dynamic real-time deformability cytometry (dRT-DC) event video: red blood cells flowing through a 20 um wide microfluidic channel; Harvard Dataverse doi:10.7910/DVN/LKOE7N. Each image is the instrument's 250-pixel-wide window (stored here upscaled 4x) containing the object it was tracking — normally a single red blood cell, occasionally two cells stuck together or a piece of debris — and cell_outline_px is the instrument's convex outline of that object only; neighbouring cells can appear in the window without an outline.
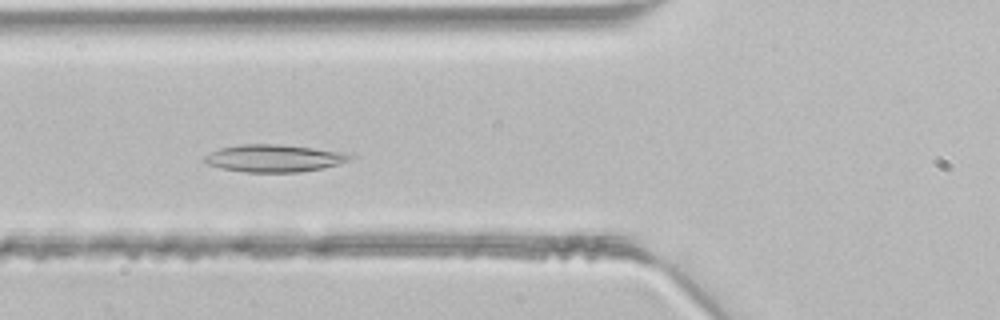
{"species": "common noctule bat (a hibernating species)", "species_latin": "Nyctalus noctula", "temperature_condition": "room temperature", "stored_images_in_passage": 33, "segment_of_instrument_passage": [1, 2], "camera_frame_rate_fps": 3000, "um_per_image_px": 0.085, "animal": {"sex": "male", "body_mass_g": 21.5, "forearm_length_mm": 52.0}, "frame": {"image": 1, "passage_image": 4, "time_ms": 1.0, "image_size_px": [1000, 320], "cell_outline_px": [[352, 156], [348, 160], [324, 168], [300, 172], [244, 172], [204, 164], [204, 156], [220, 148], [240, 144], [276, 144], [312, 148], [340, 152]], "centroid_in_image_um": [23.22, 13.45], "position_along_channel_um": 102.6, "area_um2": 22.83}}
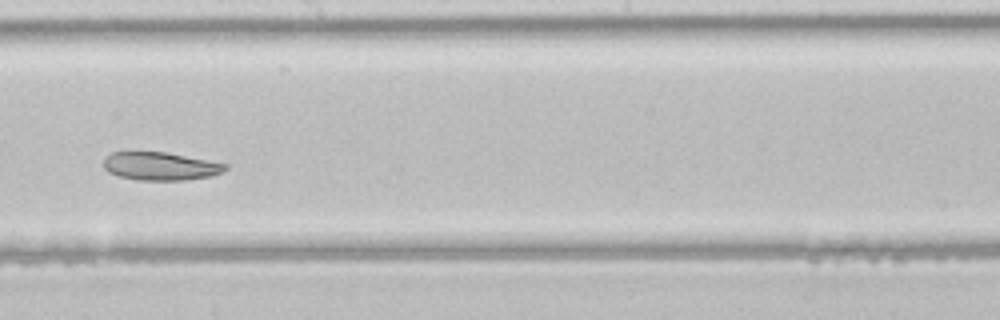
{"frame": {"image": 2, "passage_image": 13, "time_ms": 4.0, "image_size_px": [1000, 320], "cell_outline_px": [[228, 168], [212, 176], [184, 180], [136, 180], [120, 176], [108, 172], [104, 168], [104, 156], [112, 152], [164, 152], [228, 164]], "centroid_in_image_um": [13.6, 14.13], "position_along_channel_um": 234.6, "area_um2": 19.83}}
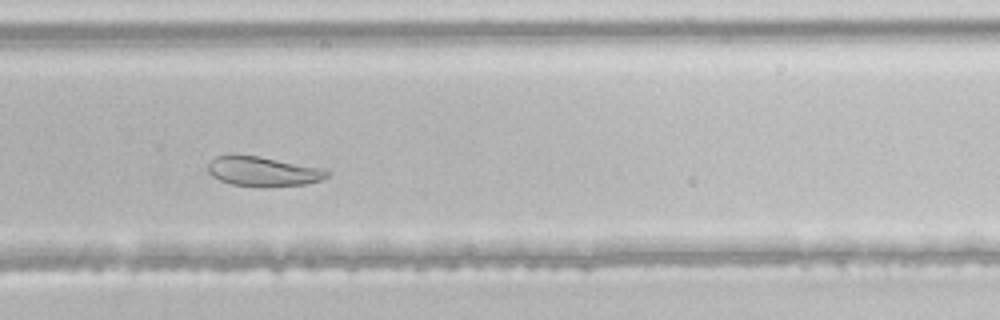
{"frame": {"image": 3, "passage_image": 18, "time_ms": 5.667, "image_size_px": [1000, 320], "cell_outline_px": [[332, 172], [328, 176], [320, 180], [304, 184], [264, 188], [260, 188], [232, 184], [220, 180], [212, 176], [208, 172], [208, 164], [216, 156], [256, 156], [328, 168]], "centroid_in_image_um": [22.44, 14.6], "position_along_channel_um": 307.4, "area_um2": 20.75}}